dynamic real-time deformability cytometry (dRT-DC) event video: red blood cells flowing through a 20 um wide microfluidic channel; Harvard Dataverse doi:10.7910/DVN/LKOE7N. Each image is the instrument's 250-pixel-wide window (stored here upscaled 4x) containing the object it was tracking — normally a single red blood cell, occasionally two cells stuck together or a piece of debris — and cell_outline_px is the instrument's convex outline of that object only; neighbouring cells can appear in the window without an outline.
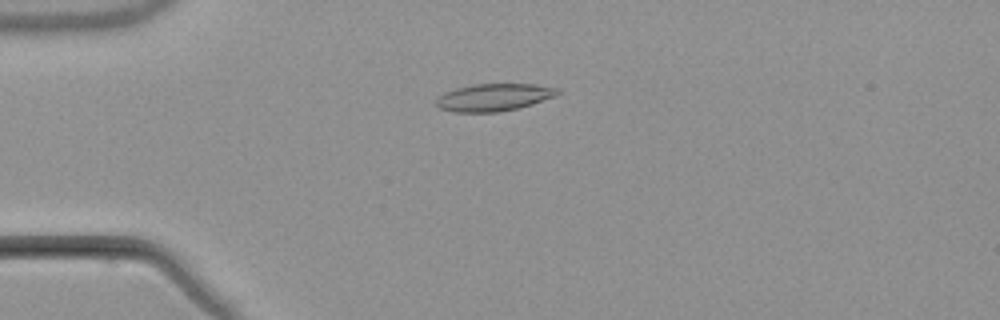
{"species": "common noctule bat (a hibernating species)", "species_latin": "Nyctalus noctula", "temperature_condition": "warm", "stored_images_in_passage": 5, "camera_frame_rate_fps": 3000, "um_per_image_px": 0.085, "animal": {"sex": "male", "body_mass_g": 21.5, "forearm_length_mm": 52.0}, "frame": {"image": 1, "passage_image": 4, "time_ms": 3.667, "image_size_px": [1000, 320], "cell_outline_px": [[560, 92], [556, 96], [520, 108], [496, 112], [456, 112], [440, 108], [436, 104], [436, 96], [444, 92], [456, 88], [472, 84], [536, 84], [560, 88]], "centroid_in_image_um": [41.99, 8.26], "position_along_channel_um": 43.0, "area_um2": 19.54}}